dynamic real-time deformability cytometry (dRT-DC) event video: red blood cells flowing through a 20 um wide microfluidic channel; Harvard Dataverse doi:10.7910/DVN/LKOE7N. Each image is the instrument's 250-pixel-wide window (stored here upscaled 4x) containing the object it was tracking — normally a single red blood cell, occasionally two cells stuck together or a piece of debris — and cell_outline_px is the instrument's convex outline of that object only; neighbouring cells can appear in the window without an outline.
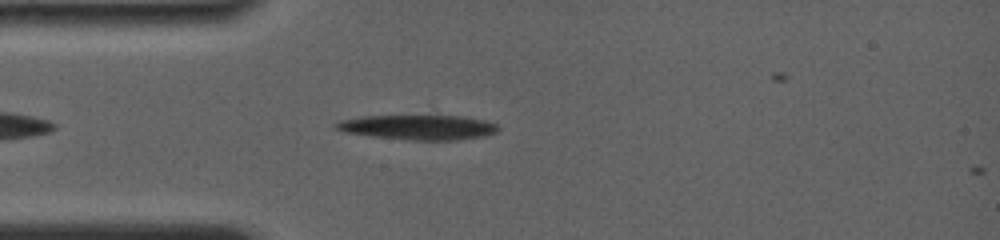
{"species": "common noctule bat (a hibernating species)", "species_latin": "Nyctalus noctula", "temperature_condition": "room temperature", "stored_images_in_passage": 9, "camera_frame_rate_fps": 4000, "um_per_image_px": 0.085, "animal": {"sex": "female", "body_mass_g": 19.0, "forearm_length_mm": 56.7}, "frame": {"image": 1, "passage_image": 8, "time_ms": 1.75, "image_size_px": [1000, 240], "cell_outline_px": [[500, 128], [496, 132], [480, 136], [456, 140], [408, 140], [372, 136], [344, 132], [336, 128], [332, 124], [336, 120], [360, 116], [460, 116], [484, 120], [496, 124]], "centroid_in_image_um": [35.46, 10.81], "position_along_channel_um": 49.5, "area_um2": 23.41}}